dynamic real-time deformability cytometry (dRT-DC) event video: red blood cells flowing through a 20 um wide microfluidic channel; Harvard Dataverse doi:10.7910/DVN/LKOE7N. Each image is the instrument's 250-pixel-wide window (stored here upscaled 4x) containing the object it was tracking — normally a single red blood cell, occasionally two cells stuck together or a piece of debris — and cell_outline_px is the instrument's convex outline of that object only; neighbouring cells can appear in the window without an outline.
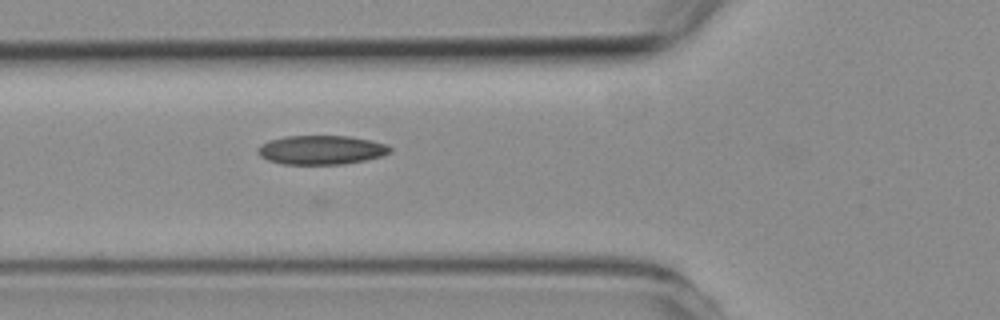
{"species": "common noctule bat (a hibernating species)", "species_latin": "Nyctalus noctula", "temperature_condition": "room temperature", "stored_images_in_passage": 3, "segment_of_instrument_passage": [1, 2], "camera_frame_rate_fps": 3000, "um_per_image_px": 0.085, "animal": {"sex": "female", "body_mass_g": 19.3, "forearm_length_mm": 54.1}, "frame": {"image": 1, "passage_image": 2, "time_ms": 1.0, "image_size_px": [1000, 320], "cell_outline_px": [[392, 152], [380, 156], [364, 160], [344, 164], [284, 164], [268, 160], [260, 156], [260, 148], [264, 144], [272, 140], [284, 136], [348, 136], [372, 140], [388, 144], [392, 148]], "centroid_in_image_um": [27.39, 12.74], "position_along_channel_um": 98.4, "area_um2": 22.14}}